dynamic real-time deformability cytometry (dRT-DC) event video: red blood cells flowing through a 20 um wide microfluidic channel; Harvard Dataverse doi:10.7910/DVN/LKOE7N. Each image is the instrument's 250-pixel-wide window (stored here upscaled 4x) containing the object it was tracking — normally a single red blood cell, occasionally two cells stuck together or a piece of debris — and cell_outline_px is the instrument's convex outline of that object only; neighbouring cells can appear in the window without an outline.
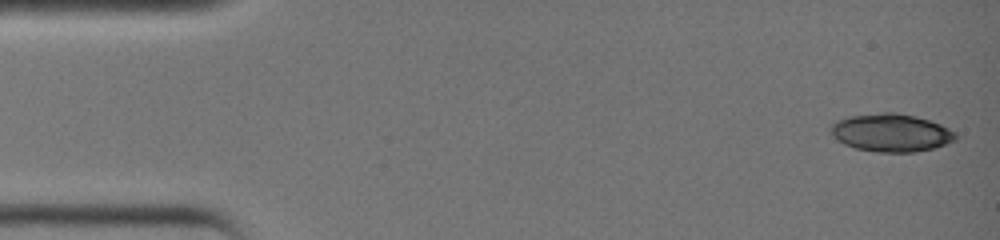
{"species": "common noctule bat (a hibernating species)", "species_latin": "Nyctalus noctula", "temperature_condition": "warm", "stored_images_in_passage": 37, "camera_frame_rate_fps": 3000, "um_per_image_px": 0.085, "animal": {"sex": "female", "body_mass_g": 19.0, "forearm_length_mm": 51.5}, "frame": {"image": 1, "passage_image": 1, "time_ms": 0.0, "image_size_px": [1000, 240], "cell_outline_px": [[956, 140], [932, 148], [912, 152], [876, 152], [856, 148], [844, 144], [836, 140], [832, 136], [828, 128], [836, 120], [852, 116], [884, 112], [896, 112], [916, 116], [940, 124], [956, 132]], "centroid_in_image_um": [75.7, 11.28], "position_along_channel_um": 9.3, "area_um2": 27.57}}
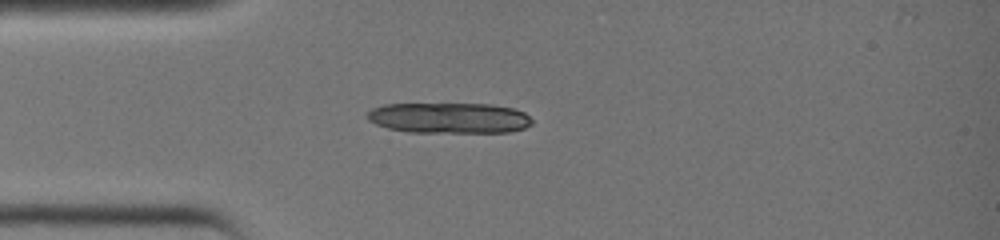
{"frame": {"image": 2, "passage_image": 10, "time_ms": 3.0, "image_size_px": [1000, 240], "cell_outline_px": [[532, 124], [524, 128], [508, 132], [408, 132], [388, 128], [376, 124], [368, 120], [364, 116], [372, 108], [384, 104], [492, 104], [512, 108], [524, 112], [532, 120]], "centroid_in_image_um": [38.15, 10.02], "position_along_channel_um": 46.9, "area_um2": 29.48}}